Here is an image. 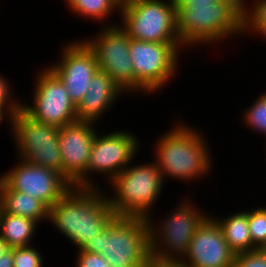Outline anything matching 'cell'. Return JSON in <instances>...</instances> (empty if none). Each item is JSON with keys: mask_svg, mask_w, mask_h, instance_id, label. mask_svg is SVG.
Here are the masks:
<instances>
[{"mask_svg": "<svg viewBox=\"0 0 266 267\" xmlns=\"http://www.w3.org/2000/svg\"><path fill=\"white\" fill-rule=\"evenodd\" d=\"M164 182L154 161L128 165L108 183L115 193L108 196L113 212L116 216L151 218V208L163 193Z\"/></svg>", "mask_w": 266, "mask_h": 267, "instance_id": "cell-5", "label": "cell"}, {"mask_svg": "<svg viewBox=\"0 0 266 267\" xmlns=\"http://www.w3.org/2000/svg\"><path fill=\"white\" fill-rule=\"evenodd\" d=\"M43 257L34 247L13 248V267H42Z\"/></svg>", "mask_w": 266, "mask_h": 267, "instance_id": "cell-25", "label": "cell"}, {"mask_svg": "<svg viewBox=\"0 0 266 267\" xmlns=\"http://www.w3.org/2000/svg\"><path fill=\"white\" fill-rule=\"evenodd\" d=\"M11 91V85L0 74V108L6 109L12 116H14L21 109L22 101L14 99V94H11Z\"/></svg>", "mask_w": 266, "mask_h": 267, "instance_id": "cell-26", "label": "cell"}, {"mask_svg": "<svg viewBox=\"0 0 266 267\" xmlns=\"http://www.w3.org/2000/svg\"><path fill=\"white\" fill-rule=\"evenodd\" d=\"M97 134L92 143L87 166V188H99L91 181L90 175L101 174L108 177L110 183L125 167L131 165L138 152L139 142L134 134L117 130L105 134ZM106 174H108L106 176ZM90 178V179H89Z\"/></svg>", "mask_w": 266, "mask_h": 267, "instance_id": "cell-12", "label": "cell"}, {"mask_svg": "<svg viewBox=\"0 0 266 267\" xmlns=\"http://www.w3.org/2000/svg\"><path fill=\"white\" fill-rule=\"evenodd\" d=\"M114 1L121 8L127 4H130V3L138 1V0H114Z\"/></svg>", "mask_w": 266, "mask_h": 267, "instance_id": "cell-34", "label": "cell"}, {"mask_svg": "<svg viewBox=\"0 0 266 267\" xmlns=\"http://www.w3.org/2000/svg\"><path fill=\"white\" fill-rule=\"evenodd\" d=\"M75 267H112L104 256L98 253H91L78 250Z\"/></svg>", "mask_w": 266, "mask_h": 267, "instance_id": "cell-28", "label": "cell"}, {"mask_svg": "<svg viewBox=\"0 0 266 267\" xmlns=\"http://www.w3.org/2000/svg\"><path fill=\"white\" fill-rule=\"evenodd\" d=\"M232 267H266V253L262 249L237 254Z\"/></svg>", "mask_w": 266, "mask_h": 267, "instance_id": "cell-27", "label": "cell"}, {"mask_svg": "<svg viewBox=\"0 0 266 267\" xmlns=\"http://www.w3.org/2000/svg\"><path fill=\"white\" fill-rule=\"evenodd\" d=\"M184 200L167 215L168 218H163L158 228L153 225L152 218H148L152 259L179 262L186 255L197 228L208 217L205 211L202 213L191 204L192 201Z\"/></svg>", "mask_w": 266, "mask_h": 267, "instance_id": "cell-6", "label": "cell"}, {"mask_svg": "<svg viewBox=\"0 0 266 267\" xmlns=\"http://www.w3.org/2000/svg\"><path fill=\"white\" fill-rule=\"evenodd\" d=\"M69 42L61 52V61L49 68L65 85L70 100L77 106L85 96L90 81L99 70L94 51L84 41Z\"/></svg>", "mask_w": 266, "mask_h": 267, "instance_id": "cell-15", "label": "cell"}, {"mask_svg": "<svg viewBox=\"0 0 266 267\" xmlns=\"http://www.w3.org/2000/svg\"><path fill=\"white\" fill-rule=\"evenodd\" d=\"M116 216L99 188L72 186L50 209V223L80 250Z\"/></svg>", "mask_w": 266, "mask_h": 267, "instance_id": "cell-1", "label": "cell"}, {"mask_svg": "<svg viewBox=\"0 0 266 267\" xmlns=\"http://www.w3.org/2000/svg\"><path fill=\"white\" fill-rule=\"evenodd\" d=\"M9 249L10 247L7 245V242L0 237V257L5 254Z\"/></svg>", "mask_w": 266, "mask_h": 267, "instance_id": "cell-33", "label": "cell"}, {"mask_svg": "<svg viewBox=\"0 0 266 267\" xmlns=\"http://www.w3.org/2000/svg\"><path fill=\"white\" fill-rule=\"evenodd\" d=\"M248 226L252 244L262 249L266 244V207L248 211Z\"/></svg>", "mask_w": 266, "mask_h": 267, "instance_id": "cell-23", "label": "cell"}, {"mask_svg": "<svg viewBox=\"0 0 266 267\" xmlns=\"http://www.w3.org/2000/svg\"><path fill=\"white\" fill-rule=\"evenodd\" d=\"M181 43H154L130 38L129 54L134 69V92L153 94L177 71Z\"/></svg>", "mask_w": 266, "mask_h": 267, "instance_id": "cell-7", "label": "cell"}, {"mask_svg": "<svg viewBox=\"0 0 266 267\" xmlns=\"http://www.w3.org/2000/svg\"><path fill=\"white\" fill-rule=\"evenodd\" d=\"M83 99L76 106L77 120L95 122L114 105L124 91L107 73L97 71Z\"/></svg>", "mask_w": 266, "mask_h": 267, "instance_id": "cell-17", "label": "cell"}, {"mask_svg": "<svg viewBox=\"0 0 266 267\" xmlns=\"http://www.w3.org/2000/svg\"><path fill=\"white\" fill-rule=\"evenodd\" d=\"M242 16L243 0L191 2L176 7V32L182 48L216 44L230 35L243 33Z\"/></svg>", "mask_w": 266, "mask_h": 267, "instance_id": "cell-2", "label": "cell"}, {"mask_svg": "<svg viewBox=\"0 0 266 267\" xmlns=\"http://www.w3.org/2000/svg\"><path fill=\"white\" fill-rule=\"evenodd\" d=\"M80 250L104 256L112 267H145L151 259L148 219L115 216Z\"/></svg>", "mask_w": 266, "mask_h": 267, "instance_id": "cell-4", "label": "cell"}, {"mask_svg": "<svg viewBox=\"0 0 266 267\" xmlns=\"http://www.w3.org/2000/svg\"><path fill=\"white\" fill-rule=\"evenodd\" d=\"M96 123L77 120L59 129L63 176L74 186L87 188L89 155L97 134Z\"/></svg>", "mask_w": 266, "mask_h": 267, "instance_id": "cell-13", "label": "cell"}, {"mask_svg": "<svg viewBox=\"0 0 266 267\" xmlns=\"http://www.w3.org/2000/svg\"><path fill=\"white\" fill-rule=\"evenodd\" d=\"M0 267H13V248L0 257Z\"/></svg>", "mask_w": 266, "mask_h": 267, "instance_id": "cell-30", "label": "cell"}, {"mask_svg": "<svg viewBox=\"0 0 266 267\" xmlns=\"http://www.w3.org/2000/svg\"><path fill=\"white\" fill-rule=\"evenodd\" d=\"M84 41L94 51L99 71L107 73L125 93L134 94V69L129 54L128 33L120 25L110 23L102 27L95 37Z\"/></svg>", "mask_w": 266, "mask_h": 267, "instance_id": "cell-10", "label": "cell"}, {"mask_svg": "<svg viewBox=\"0 0 266 267\" xmlns=\"http://www.w3.org/2000/svg\"><path fill=\"white\" fill-rule=\"evenodd\" d=\"M243 0L242 34L245 32H257L266 39V0H256L252 6Z\"/></svg>", "mask_w": 266, "mask_h": 267, "instance_id": "cell-22", "label": "cell"}, {"mask_svg": "<svg viewBox=\"0 0 266 267\" xmlns=\"http://www.w3.org/2000/svg\"><path fill=\"white\" fill-rule=\"evenodd\" d=\"M66 2L75 14L86 19L100 21L108 18L115 10L120 12V7L114 0H65Z\"/></svg>", "mask_w": 266, "mask_h": 267, "instance_id": "cell-21", "label": "cell"}, {"mask_svg": "<svg viewBox=\"0 0 266 267\" xmlns=\"http://www.w3.org/2000/svg\"><path fill=\"white\" fill-rule=\"evenodd\" d=\"M5 116H6V119L7 118L9 119V120H7L8 123L12 124L13 116L6 109L0 108V124H1L2 120L5 118Z\"/></svg>", "mask_w": 266, "mask_h": 267, "instance_id": "cell-32", "label": "cell"}, {"mask_svg": "<svg viewBox=\"0 0 266 267\" xmlns=\"http://www.w3.org/2000/svg\"><path fill=\"white\" fill-rule=\"evenodd\" d=\"M145 267H184V266L180 262L159 261L151 258Z\"/></svg>", "mask_w": 266, "mask_h": 267, "instance_id": "cell-29", "label": "cell"}, {"mask_svg": "<svg viewBox=\"0 0 266 267\" xmlns=\"http://www.w3.org/2000/svg\"><path fill=\"white\" fill-rule=\"evenodd\" d=\"M184 124H174V129L170 128L156 142L155 163L163 180L168 176L193 182L212 169V156L205 136L197 128Z\"/></svg>", "mask_w": 266, "mask_h": 267, "instance_id": "cell-3", "label": "cell"}, {"mask_svg": "<svg viewBox=\"0 0 266 267\" xmlns=\"http://www.w3.org/2000/svg\"><path fill=\"white\" fill-rule=\"evenodd\" d=\"M14 167L0 177L13 190L39 199L49 209L73 186L61 173L51 168L22 159Z\"/></svg>", "mask_w": 266, "mask_h": 267, "instance_id": "cell-14", "label": "cell"}, {"mask_svg": "<svg viewBox=\"0 0 266 267\" xmlns=\"http://www.w3.org/2000/svg\"><path fill=\"white\" fill-rule=\"evenodd\" d=\"M0 209L8 214L33 219L38 224L49 219V208L42 201L13 190L1 177Z\"/></svg>", "mask_w": 266, "mask_h": 267, "instance_id": "cell-18", "label": "cell"}, {"mask_svg": "<svg viewBox=\"0 0 266 267\" xmlns=\"http://www.w3.org/2000/svg\"><path fill=\"white\" fill-rule=\"evenodd\" d=\"M176 7H182L185 4L188 3H215L220 2L222 0H173Z\"/></svg>", "mask_w": 266, "mask_h": 267, "instance_id": "cell-31", "label": "cell"}, {"mask_svg": "<svg viewBox=\"0 0 266 267\" xmlns=\"http://www.w3.org/2000/svg\"><path fill=\"white\" fill-rule=\"evenodd\" d=\"M235 257L210 214L197 228L186 255L179 262L184 267H232Z\"/></svg>", "mask_w": 266, "mask_h": 267, "instance_id": "cell-16", "label": "cell"}, {"mask_svg": "<svg viewBox=\"0 0 266 267\" xmlns=\"http://www.w3.org/2000/svg\"><path fill=\"white\" fill-rule=\"evenodd\" d=\"M211 217L218 223L227 244L236 255L257 249L250 236L248 211L236 212L223 219Z\"/></svg>", "mask_w": 266, "mask_h": 267, "instance_id": "cell-19", "label": "cell"}, {"mask_svg": "<svg viewBox=\"0 0 266 267\" xmlns=\"http://www.w3.org/2000/svg\"><path fill=\"white\" fill-rule=\"evenodd\" d=\"M36 226L37 222L33 219L8 214L0 209V237L10 248L30 246Z\"/></svg>", "mask_w": 266, "mask_h": 267, "instance_id": "cell-20", "label": "cell"}, {"mask_svg": "<svg viewBox=\"0 0 266 267\" xmlns=\"http://www.w3.org/2000/svg\"><path fill=\"white\" fill-rule=\"evenodd\" d=\"M140 0L120 8L121 24L129 38L154 43H181L176 32L173 0Z\"/></svg>", "mask_w": 266, "mask_h": 267, "instance_id": "cell-8", "label": "cell"}, {"mask_svg": "<svg viewBox=\"0 0 266 267\" xmlns=\"http://www.w3.org/2000/svg\"><path fill=\"white\" fill-rule=\"evenodd\" d=\"M11 126L20 159L30 164L51 168L63 175L59 148L60 127L37 122L22 109L13 116Z\"/></svg>", "mask_w": 266, "mask_h": 267, "instance_id": "cell-9", "label": "cell"}, {"mask_svg": "<svg viewBox=\"0 0 266 267\" xmlns=\"http://www.w3.org/2000/svg\"><path fill=\"white\" fill-rule=\"evenodd\" d=\"M262 250L266 253V244L264 245V247L262 248Z\"/></svg>", "mask_w": 266, "mask_h": 267, "instance_id": "cell-35", "label": "cell"}, {"mask_svg": "<svg viewBox=\"0 0 266 267\" xmlns=\"http://www.w3.org/2000/svg\"><path fill=\"white\" fill-rule=\"evenodd\" d=\"M243 119L252 130L266 136V92L244 111ZM261 131V132H260Z\"/></svg>", "mask_w": 266, "mask_h": 267, "instance_id": "cell-24", "label": "cell"}, {"mask_svg": "<svg viewBox=\"0 0 266 267\" xmlns=\"http://www.w3.org/2000/svg\"><path fill=\"white\" fill-rule=\"evenodd\" d=\"M34 84L33 104L21 109L33 120L58 127L77 121L76 105L70 100L63 82L49 68L39 71Z\"/></svg>", "mask_w": 266, "mask_h": 267, "instance_id": "cell-11", "label": "cell"}]
</instances>
